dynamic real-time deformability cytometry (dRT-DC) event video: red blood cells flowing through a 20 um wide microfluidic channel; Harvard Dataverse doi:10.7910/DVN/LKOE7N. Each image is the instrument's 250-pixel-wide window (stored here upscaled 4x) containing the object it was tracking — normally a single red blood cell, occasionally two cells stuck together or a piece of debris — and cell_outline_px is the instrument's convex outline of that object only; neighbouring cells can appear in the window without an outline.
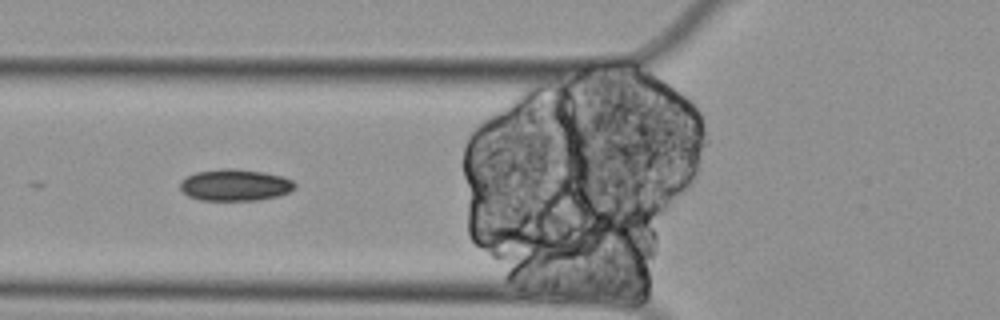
{"species": "Egyptian fruit bat (a non-hibernating species)", "species_latin": "Rousettus aegyptiacus", "temperature_condition": "cold", "stored_images_in_passage": 14, "segment_of_instrument_passage": [2, 2], "camera_frame_rate_fps": 3000, "um_per_image_px": 0.085, "animal": {"sex": "female"}, "frame": {"image": 1, "passage_image": 4, "time_ms": 1.0, "image_size_px": [1000, 320], "cell_outline_px": [[296, 188], [288, 192], [276, 196], [260, 200], [200, 200], [188, 196], [180, 188], [180, 180], [196, 172], [224, 168], [232, 168], [264, 172], [280, 176], [292, 180], [296, 184]], "centroid_in_image_um": [19.97, 15.73], "position_along_channel_um": 105.8, "area_um2": 21.1}}
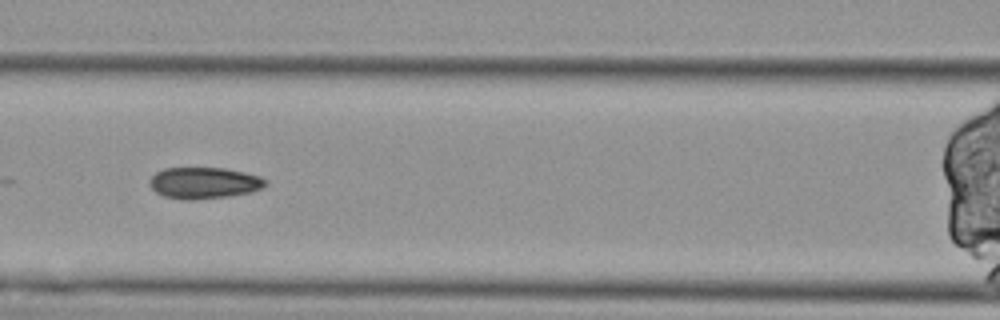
{"frame": {"image": 2, "passage_image": 8, "time_ms": 2.333, "image_size_px": [1000, 320], "cell_outline_px": [[268, 184], [252, 192], [228, 196], [192, 200], [180, 200], [164, 196], [156, 192], [148, 184], [148, 180], [156, 172], [164, 168], [224, 168], [244, 172], [260, 176], [268, 180]], "centroid_in_image_um": [17.33, 15.55], "position_along_channel_um": 149.3, "area_um2": 21.39}}
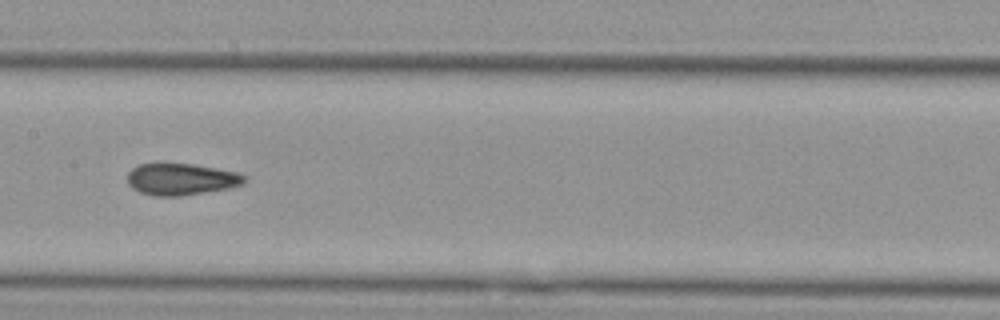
{"frame": {"image": 3, "passage_image": 12, "time_ms": 3.667, "image_size_px": [1000, 320], "cell_outline_px": [[248, 180], [244, 184], [228, 188], [180, 196], [156, 196], [140, 192], [132, 188], [128, 184], [128, 172], [132, 168], [140, 164], [192, 164], [216, 168], [236, 172], [248, 176]], "centroid_in_image_um": [15.43, 15.24], "position_along_channel_um": 192.0, "area_um2": 21.56}}